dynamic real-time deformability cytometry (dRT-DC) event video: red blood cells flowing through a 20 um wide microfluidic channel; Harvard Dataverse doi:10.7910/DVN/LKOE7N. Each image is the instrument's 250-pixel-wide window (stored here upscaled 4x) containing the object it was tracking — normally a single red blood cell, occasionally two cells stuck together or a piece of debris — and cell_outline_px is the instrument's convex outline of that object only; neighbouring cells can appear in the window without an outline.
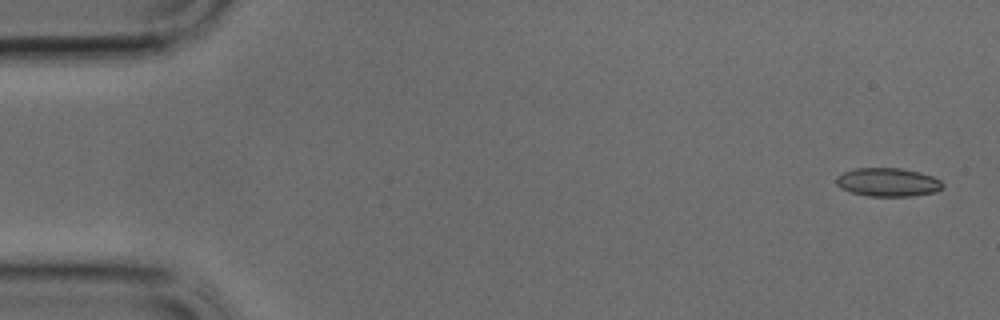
{"species": "common noctule bat (a hibernating species)", "species_latin": "Nyctalus noctula", "temperature_condition": "cold", "stored_images_in_passage": 17, "camera_frame_rate_fps": 3000, "um_per_image_px": 0.085, "animal": {"sex": "male", "body_mass_g": 17.9, "forearm_length_mm": 54.2}, "frame": {"image": 1, "passage_image": 2, "time_ms": 0.333, "image_size_px": [1000, 320], "cell_outline_px": [[944, 188], [936, 192], [912, 196], [868, 196], [852, 192], [840, 188], [836, 184], [836, 176], [844, 172], [856, 168], [900, 168], [920, 172], [932, 176], [940, 180], [944, 184]], "centroid_in_image_um": [75.49, 15.49], "position_along_channel_um": 9.5, "area_um2": 17.8}}
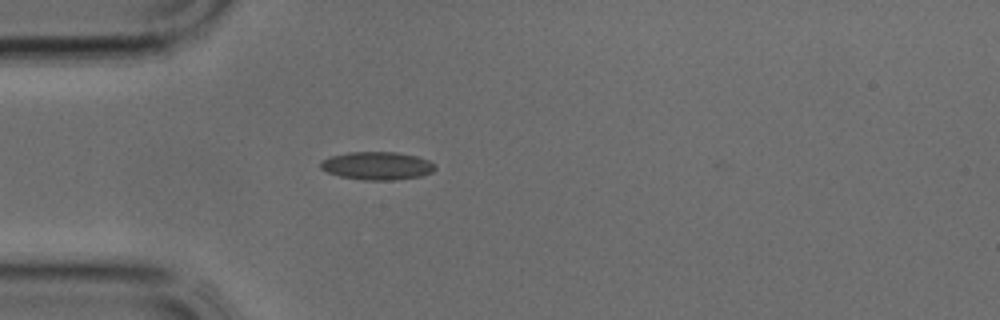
{"frame": {"image": 2, "passage_image": 11, "time_ms": 3.333, "image_size_px": [1000, 320], "cell_outline_px": [[436, 168], [432, 172], [420, 176], [396, 180], [364, 180], [340, 176], [328, 172], [320, 168], [320, 164], [328, 156], [348, 152], [396, 152], [416, 156], [428, 160], [436, 164]], "centroid_in_image_um": [32.07, 14.09], "position_along_channel_um": 52.9, "area_um2": 18.73}}
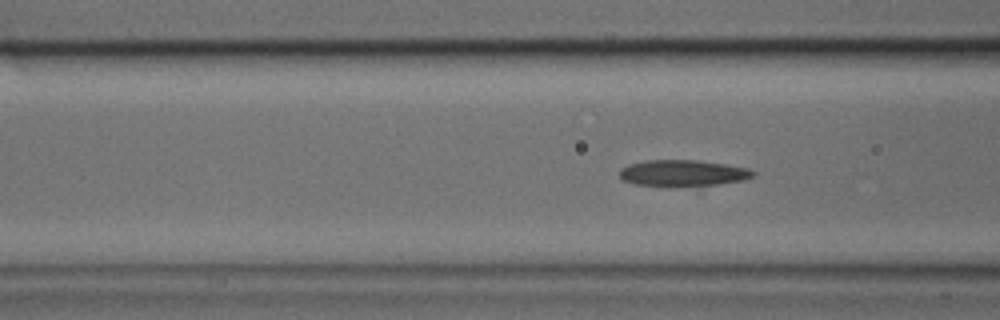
{"frame": {"image": 3, "passage_image": 17, "time_ms": 5.333, "image_size_px": [1000, 320], "cell_outline_px": [[756, 176], [700, 192], [636, 184], [624, 180], [620, 176], [620, 168], [628, 164], [648, 160], [696, 160], [724, 164], [748, 168], [756, 172]], "centroid_in_image_um": [58.15, 14.82], "position_along_channel_um": 108.5, "area_um2": 22.43}}